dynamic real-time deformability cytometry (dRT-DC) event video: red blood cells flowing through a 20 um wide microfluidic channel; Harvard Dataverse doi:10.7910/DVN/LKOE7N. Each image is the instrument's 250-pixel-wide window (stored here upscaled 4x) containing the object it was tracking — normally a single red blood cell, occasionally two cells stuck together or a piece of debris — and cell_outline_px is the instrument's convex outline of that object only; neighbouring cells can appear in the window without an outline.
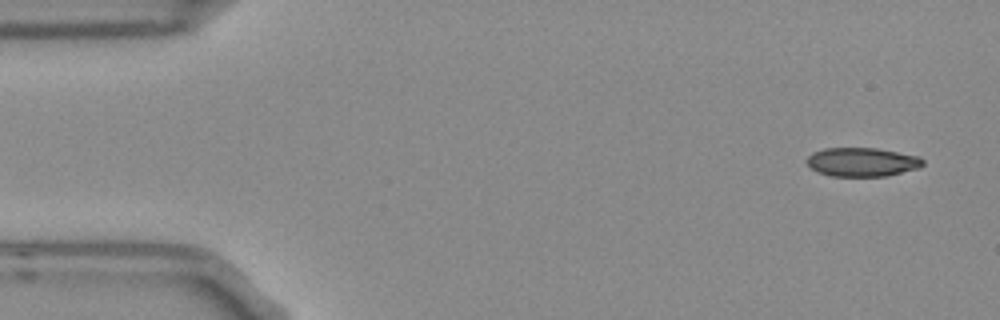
{"species": "Egyptian fruit bat (a non-hibernating species)", "species_latin": "Rousettus aegyptiacus", "temperature_condition": "room temperature", "stored_images_in_passage": 4, "segment_of_instrument_passage": [2, 2], "camera_frame_rate_fps": 3000, "um_per_image_px": 0.085, "frame": {"image": 1, "passage_image": 4, "time_ms": 1.0, "image_size_px": [1000, 320], "cell_outline_px": [[924, 164], [920, 168], [884, 176], [832, 176], [816, 172], [804, 160], [812, 152], [824, 148], [876, 148], [920, 156], [924, 160]], "centroid_in_image_um": [73.27, 13.77], "position_along_channel_um": 11.7, "area_um2": 19.65}}